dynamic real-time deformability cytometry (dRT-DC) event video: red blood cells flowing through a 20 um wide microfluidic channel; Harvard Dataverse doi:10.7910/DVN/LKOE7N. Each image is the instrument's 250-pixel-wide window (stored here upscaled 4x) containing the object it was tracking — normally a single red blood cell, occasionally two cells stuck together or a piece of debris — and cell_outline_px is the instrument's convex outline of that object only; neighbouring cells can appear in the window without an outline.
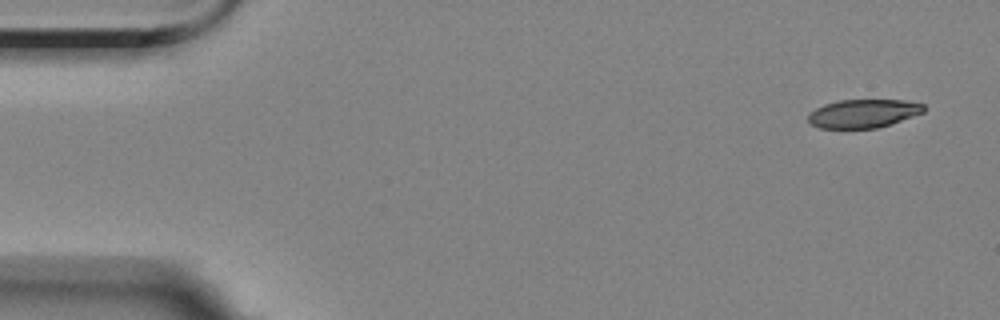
{"species": "Egyptian fruit bat (a non-hibernating species)", "species_latin": "Rousettus aegyptiacus", "temperature_condition": "room temperature", "stored_images_in_passage": 5, "camera_frame_rate_fps": 3000, "um_per_image_px": 0.085, "animal": {"sex": "female"}, "frame": {"image": 1, "passage_image": 1, "time_ms": 0.0, "image_size_px": [1000, 320], "cell_outline_px": [[924, 112], [876, 128], [820, 128], [808, 124], [808, 112], [824, 104], [840, 100], [904, 100], [924, 104]], "centroid_in_image_um": [73.32, 9.64], "position_along_channel_um": 11.7, "area_um2": 19.07}}
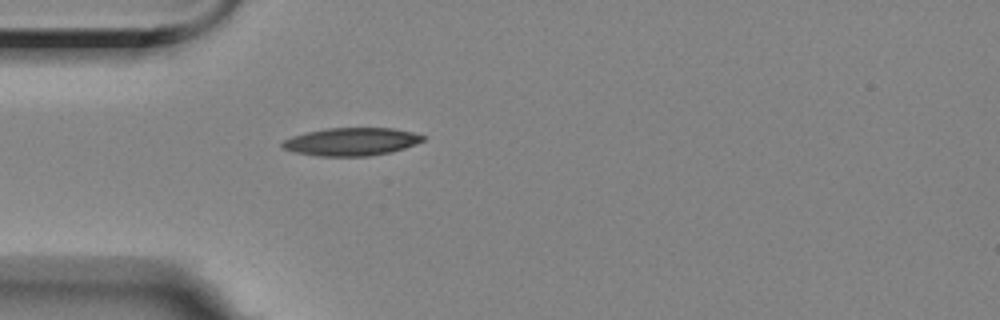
{"frame": {"image": 2, "passage_image": 5, "time_ms": 4.333, "image_size_px": [1000, 320], "cell_outline_px": [[424, 140], [416, 144], [392, 152], [368, 156], [316, 156], [296, 152], [280, 148], [280, 144], [284, 140], [292, 136], [308, 132], [328, 128], [392, 128], [412, 132], [424, 136]], "centroid_in_image_um": [29.85, 12.05], "position_along_channel_um": 55.2, "area_um2": 22.83}}